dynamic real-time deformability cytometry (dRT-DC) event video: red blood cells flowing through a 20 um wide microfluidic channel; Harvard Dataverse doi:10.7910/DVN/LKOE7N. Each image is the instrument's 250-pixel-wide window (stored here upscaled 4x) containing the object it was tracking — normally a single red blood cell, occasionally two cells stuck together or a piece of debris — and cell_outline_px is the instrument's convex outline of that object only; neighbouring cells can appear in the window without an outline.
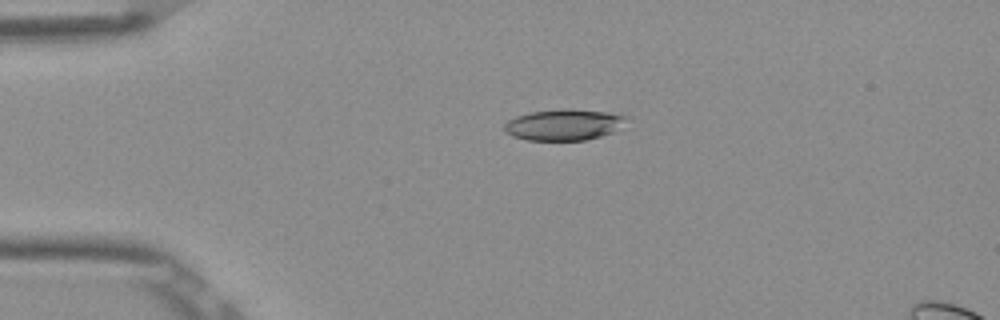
{"species": "Egyptian fruit bat (a non-hibernating species)", "species_latin": "Rousettus aegyptiacus", "temperature_condition": "room temperature", "stored_images_in_passage": 4, "camera_frame_rate_fps": 3000, "um_per_image_px": 0.085, "frame": {"image": 1, "passage_image": 2, "time_ms": 0.333, "image_size_px": [1000, 320], "cell_outline_px": [[632, 116], [612, 132], [600, 136], [584, 140], [528, 140], [512, 136], [504, 132], [504, 124], [508, 120], [516, 116], [532, 112], [564, 108], [568, 108], [608, 112]], "centroid_in_image_um": [47.92, 10.59], "position_along_channel_um": 37.1, "area_um2": 22.2}}